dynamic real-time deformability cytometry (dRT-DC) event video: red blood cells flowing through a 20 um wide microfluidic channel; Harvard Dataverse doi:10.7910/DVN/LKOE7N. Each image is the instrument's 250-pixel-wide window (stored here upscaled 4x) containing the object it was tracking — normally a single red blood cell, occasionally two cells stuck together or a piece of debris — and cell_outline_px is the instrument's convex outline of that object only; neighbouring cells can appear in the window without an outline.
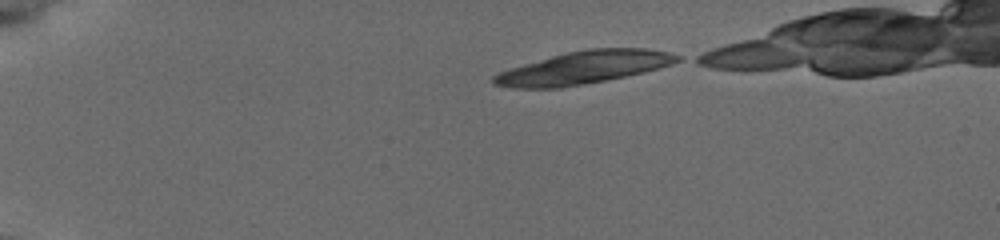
{"species": "common noctule bat (a hibernating species)", "species_latin": "Nyctalus noctula", "temperature_condition": "cold", "stored_images_in_passage": 33, "camera_frame_rate_fps": 3000, "um_per_image_px": 0.085, "animal": {"sex": "female", "body_mass_g": 19.5, "forearm_length_mm": 54.1}, "frame": {"image": 1, "passage_image": 1, "time_ms": 0.0, "image_size_px": [1000, 240], "cell_outline_px": [[680, 60], [672, 64], [624, 76], [584, 84], [560, 88], [512, 88], [492, 84], [492, 76], [500, 72], [524, 64], [552, 56], [568, 52], [588, 48], [644, 48], [668, 52], [680, 56]], "centroid_in_image_um": [49.58, 5.74], "position_along_channel_um": 35.4, "area_um2": 34.39}}